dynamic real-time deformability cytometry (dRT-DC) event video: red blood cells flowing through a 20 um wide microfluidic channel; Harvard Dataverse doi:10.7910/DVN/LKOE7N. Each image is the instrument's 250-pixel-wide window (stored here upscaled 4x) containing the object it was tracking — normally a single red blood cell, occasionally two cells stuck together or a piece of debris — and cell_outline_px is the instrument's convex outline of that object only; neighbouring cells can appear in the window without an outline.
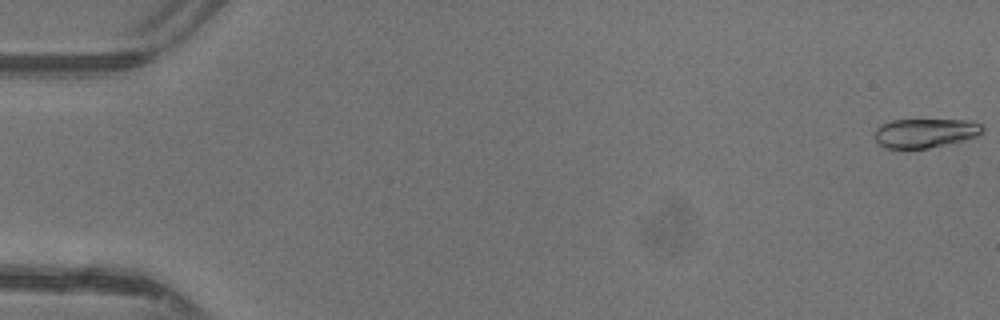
{"species": "common noctule bat (a hibernating species)", "species_latin": "Nyctalus noctula", "temperature_condition": "warm", "stored_images_in_passage": 48, "camera_frame_rate_fps": 3000, "um_per_image_px": 0.085, "animal": {"sex": "female"}, "frame": {"image": 1, "passage_image": 1, "time_ms": 0.0, "image_size_px": [1000, 320], "cell_outline_px": [[984, 132], [976, 136], [928, 148], [884, 148], [876, 144], [872, 136], [876, 128], [880, 124], [892, 120], [964, 120], [984, 124]], "centroid_in_image_um": [78.56, 11.3], "position_along_channel_um": 6.4, "area_um2": 18.44}}
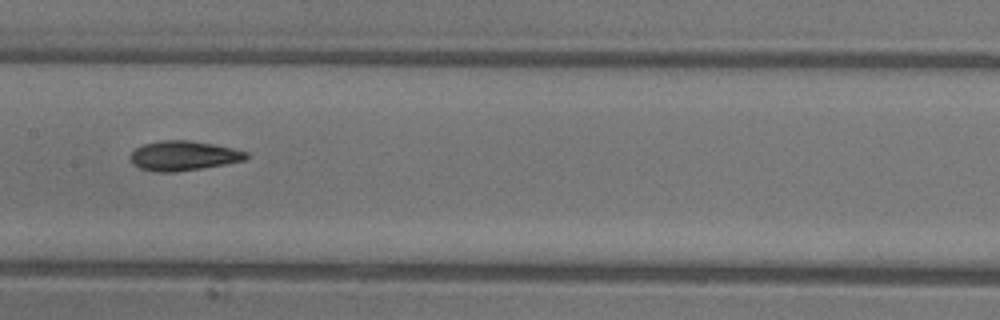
{"frame": {"image": 2, "passage_image": 25, "time_ms": 8.0, "image_size_px": [1000, 320], "cell_outline_px": [[248, 156], [244, 160], [224, 164], [176, 172], [156, 172], [140, 168], [132, 164], [128, 156], [136, 148], [144, 144], [160, 140], [188, 140], [212, 144], [232, 148], [248, 152]], "centroid_in_image_um": [15.54, 13.24], "position_along_channel_um": 191.9, "area_um2": 19.94}}
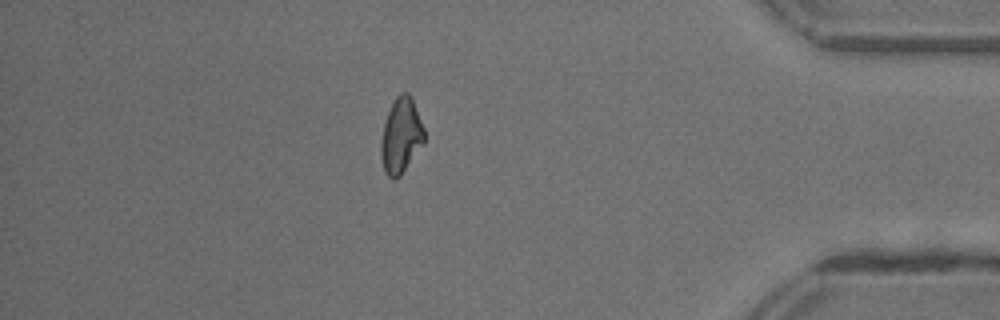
{"frame": {"image": 3, "passage_image": 42, "time_ms": 13.667, "image_size_px": [1000, 320], "cell_outline_px": [[424, 144], [400, 176], [388, 176], [384, 172], [380, 156], [380, 144], [384, 124], [388, 112], [396, 96], [400, 92], [408, 92], [412, 96], [424, 128]], "centroid_in_image_um": [34.09, 11.51], "position_along_channel_um": 401.1, "area_um2": 19.02}, "authors_computed_cell_mechanics": {"area_um2": 19.074, "velocity_mm_per_s": 4.3991, "shape_relaxation_time_tau1_ms": 2.9148, "shape_relaxation_time_tau2_ms": 3.649, "deformation_change_tau1": 0.1498, "deformation_change_tau2": 0.1127}}